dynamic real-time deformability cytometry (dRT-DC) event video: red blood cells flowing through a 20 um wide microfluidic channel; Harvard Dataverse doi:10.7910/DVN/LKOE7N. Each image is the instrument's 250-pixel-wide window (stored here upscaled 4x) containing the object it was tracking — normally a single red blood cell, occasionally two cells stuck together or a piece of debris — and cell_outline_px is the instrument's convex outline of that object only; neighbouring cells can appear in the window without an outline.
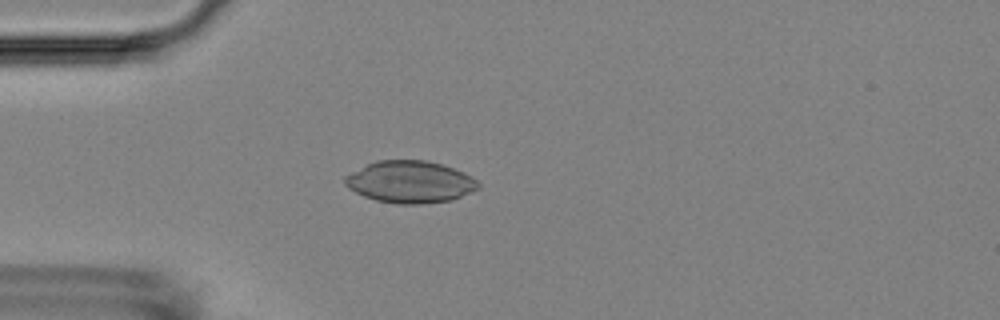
{"species": "Egyptian fruit bat (a non-hibernating species)", "species_latin": "Rousettus aegyptiacus", "temperature_condition": "room temperature", "stored_images_in_passage": 3, "camera_frame_rate_fps": 3000, "um_per_image_px": 0.085, "animal": {"sex": "female"}, "frame": {"image": 1, "passage_image": 3, "time_ms": 3.333, "image_size_px": [1000, 320], "cell_outline_px": [[480, 188], [452, 200], [420, 204], [396, 204], [376, 200], [364, 196], [348, 188], [344, 184], [344, 176], [376, 160], [424, 160], [440, 164], [452, 168], [476, 180], [480, 184]], "centroid_in_image_um": [34.83, 15.47], "position_along_channel_um": 50.2, "area_um2": 32.37}}